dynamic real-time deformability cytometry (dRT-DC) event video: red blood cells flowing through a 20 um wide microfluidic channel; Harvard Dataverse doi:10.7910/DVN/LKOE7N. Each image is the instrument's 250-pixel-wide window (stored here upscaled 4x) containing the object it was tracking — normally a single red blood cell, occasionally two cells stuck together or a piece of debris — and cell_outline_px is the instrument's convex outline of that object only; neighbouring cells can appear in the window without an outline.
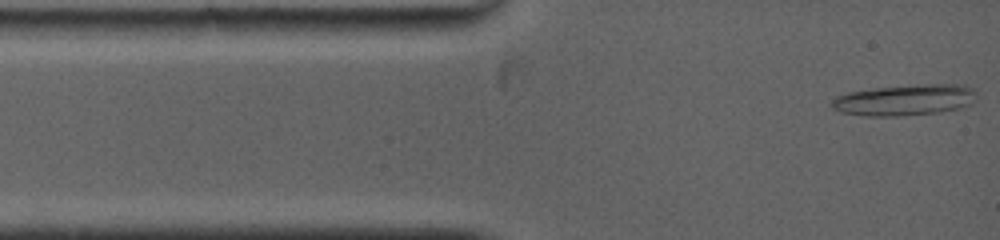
{"species": "common noctule bat (a hibernating species)", "species_latin": "Nyctalus noctula", "temperature_condition": "warm", "stored_images_in_passage": 71, "camera_frame_rate_fps": 5000, "um_per_image_px": 0.085, "animal": {"sex": "female", "body_mass_g": 19.0, "forearm_length_mm": 53.3}, "frame": {"image": 1, "passage_image": 1, "time_ms": 0.0, "image_size_px": [1000, 240], "cell_outline_px": [[976, 100], [972, 104], [940, 112], [900, 116], [864, 116], [840, 112], [832, 108], [828, 104], [836, 96], [848, 92], [872, 88], [924, 84], [964, 84], [972, 88], [976, 92]], "centroid_in_image_um": [76.88, 8.5], "position_along_channel_um": 8.1, "area_um2": 26.53}}
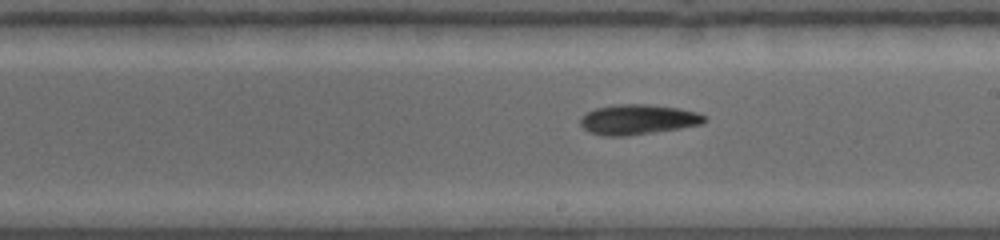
{"frame": {"image": 2, "passage_image": 36, "time_ms": 6.8, "image_size_px": [1000, 240], "cell_outline_px": [[708, 120], [700, 124], [680, 128], [624, 136], [604, 136], [588, 132], [580, 124], [580, 116], [596, 108], [616, 104], [644, 104], [680, 108], [696, 112], [708, 116]], "centroid_in_image_um": [54.22, 10.15], "position_along_channel_um": 234.8, "area_um2": 21.73}}
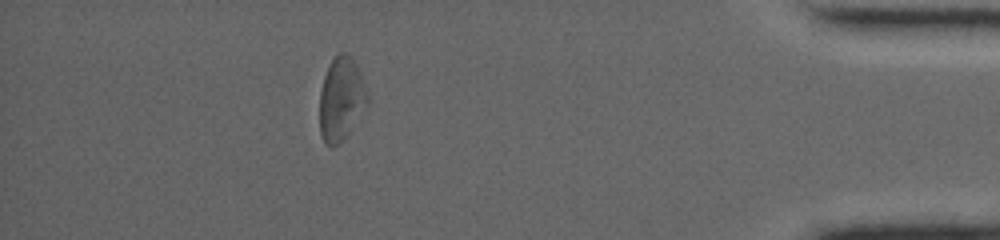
{"frame": {"image": 3, "passage_image": 63, "time_ms": 12.6, "image_size_px": [1000, 240], "cell_outline_px": [[368, 104], [360, 120], [332, 148], [324, 144], [320, 136], [320, 92], [324, 76], [332, 56], [340, 52], [348, 56], [356, 64], [360, 72], [368, 96]], "centroid_in_image_um": [28.99, 8.43], "position_along_channel_um": 406.2, "area_um2": 23.29}, "authors_computed_cell_mechanics": {"area_um2": 21.7328, "velocity_mm_per_s": 3.9534, "shape_relaxation_time_tau1_ms": 7.2293, "shape_relaxation_time_tau2_ms": null, "deformation_change_tau1": 0.1917, "deformation_change_tau2": null}}